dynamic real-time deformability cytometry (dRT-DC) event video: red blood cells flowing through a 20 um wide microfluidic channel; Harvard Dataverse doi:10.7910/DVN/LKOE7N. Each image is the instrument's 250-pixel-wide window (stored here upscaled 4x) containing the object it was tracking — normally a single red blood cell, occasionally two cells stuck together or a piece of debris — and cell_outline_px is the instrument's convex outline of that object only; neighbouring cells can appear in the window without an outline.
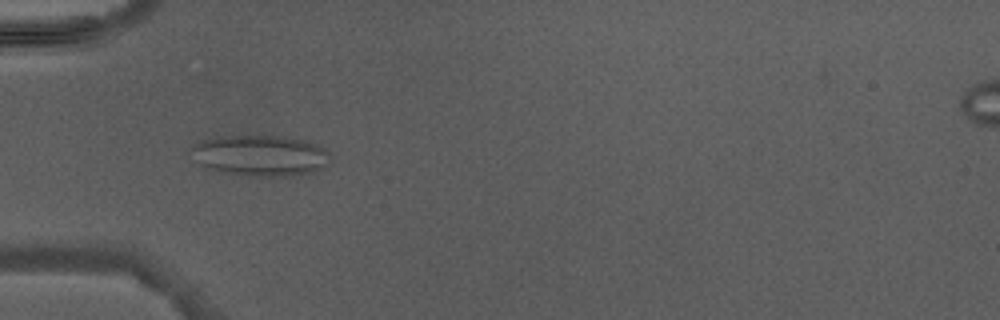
{"species": "Egyptian fruit bat (a non-hibernating species)", "species_latin": "Rousettus aegyptiacus", "temperature_condition": "warm", "stored_images_in_passage": 4, "camera_frame_rate_fps": 3000, "um_per_image_px": 0.085, "animal": {"sex": "male"}, "frame": {"image": 1, "passage_image": 3, "time_ms": 2.333, "image_size_px": [1000, 320], "cell_outline_px": [[328, 164], [324, 168], [312, 172], [288, 176], [252, 176], [216, 172], [204, 168], [200, 164], [192, 152], [192, 148], [196, 144], [204, 140], [220, 136], [244, 132], [276, 136], [304, 140], [316, 144], [324, 148], [328, 152]], "centroid_in_image_um": [22.1, 13.19], "position_along_channel_um": 62.9, "area_um2": 33.81}}